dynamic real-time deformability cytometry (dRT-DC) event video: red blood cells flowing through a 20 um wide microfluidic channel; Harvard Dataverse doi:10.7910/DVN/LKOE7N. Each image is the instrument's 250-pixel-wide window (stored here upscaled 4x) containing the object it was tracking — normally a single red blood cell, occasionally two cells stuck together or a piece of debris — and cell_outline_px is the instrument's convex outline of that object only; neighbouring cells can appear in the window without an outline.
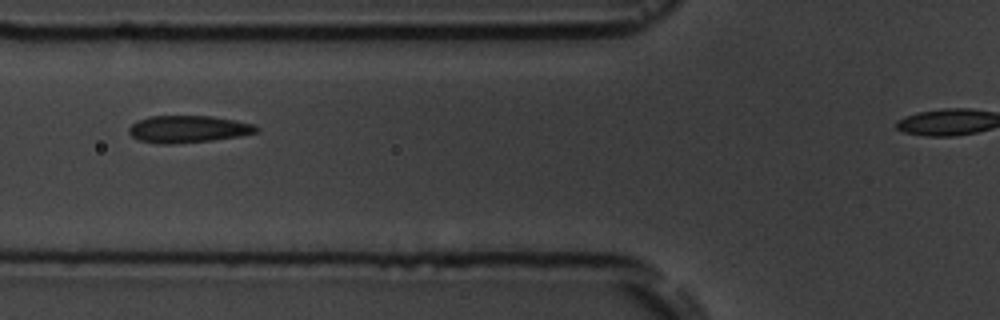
{"species": "common noctule bat (a hibernating species)", "species_latin": "Nyctalus noctula", "temperature_condition": "room temperature", "stored_images_in_passage": 15, "camera_frame_rate_fps": 3000, "um_per_image_px": 0.085, "animal": {"sex": "male", "body_mass_g": 19.5, "forearm_length_mm": 54.6}, "frame": {"image": 1, "passage_image": 7, "time_ms": 7.667, "image_size_px": [1000, 320], "cell_outline_px": [[260, 132], [240, 136], [212, 140], [172, 144], [160, 144], [140, 140], [132, 136], [128, 132], [128, 128], [136, 120], [148, 116], [212, 116], [236, 120], [252, 124], [260, 128]], "centroid_in_image_um": [16.0, 10.97], "position_along_channel_um": 109.8, "area_um2": 20.29}}
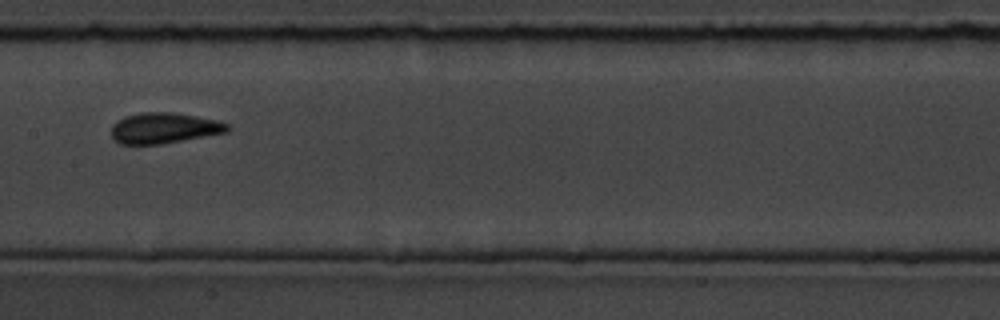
{"frame": {"image": 2, "passage_image": 9, "time_ms": 10.0, "image_size_px": [1000, 320], "cell_outline_px": [[232, 128], [228, 132], [160, 144], [120, 144], [112, 140], [112, 124], [116, 120], [124, 116], [140, 112], [172, 112], [196, 116], [216, 120], [228, 124]], "centroid_in_image_um": [13.92, 10.88], "position_along_channel_um": 193.5, "area_um2": 20.92}}